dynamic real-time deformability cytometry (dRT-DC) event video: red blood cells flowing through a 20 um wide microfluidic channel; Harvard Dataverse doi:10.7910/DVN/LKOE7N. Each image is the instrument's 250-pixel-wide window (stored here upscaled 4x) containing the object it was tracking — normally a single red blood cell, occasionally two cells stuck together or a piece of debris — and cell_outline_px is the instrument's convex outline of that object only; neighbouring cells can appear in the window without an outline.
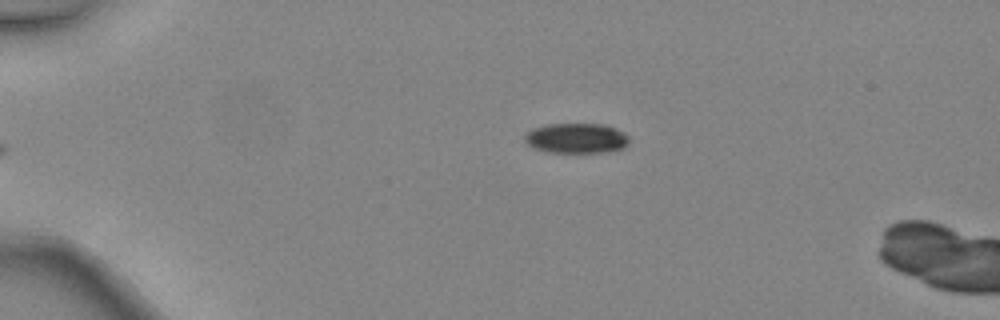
{"species": "common noctule bat (a hibernating species)", "species_latin": "Nyctalus noctula", "temperature_condition": "warm", "stored_images_in_passage": 5, "camera_frame_rate_fps": 3000, "um_per_image_px": 0.085, "animal": {"sex": "female", "body_mass_g": 24.6, "forearm_length_mm": 56.2}, "frame": {"image": 1, "passage_image": 5, "time_ms": 1.333, "image_size_px": [1000, 320], "cell_outline_px": [[628, 144], [624, 148], [600, 152], [548, 152], [532, 148], [524, 140], [524, 136], [532, 128], [548, 124], [608, 124], [624, 132], [628, 136]], "centroid_in_image_um": [48.99, 11.74], "position_along_channel_um": 36.0, "area_um2": 18.38}}